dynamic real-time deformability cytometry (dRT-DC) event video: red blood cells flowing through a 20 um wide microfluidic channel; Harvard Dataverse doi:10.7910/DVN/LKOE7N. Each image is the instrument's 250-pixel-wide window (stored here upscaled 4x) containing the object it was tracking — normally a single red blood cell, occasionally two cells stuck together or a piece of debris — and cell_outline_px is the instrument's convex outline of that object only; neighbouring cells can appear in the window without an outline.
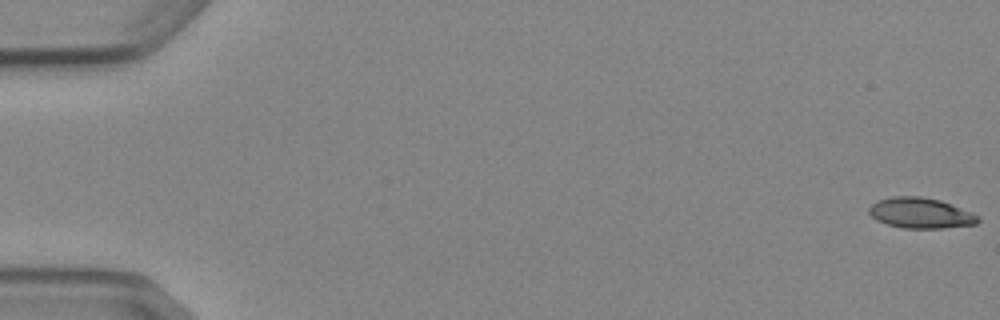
{"species": "Egyptian fruit bat (a non-hibernating species)", "species_latin": "Rousettus aegyptiacus", "temperature_condition": "cold", "stored_images_in_passage": 7, "camera_frame_rate_fps": 3000, "um_per_image_px": 0.085, "animal": {"sex": "female"}, "frame": {"image": 1, "passage_image": 1, "time_ms": 0.0, "image_size_px": [1000, 320], "cell_outline_px": [[980, 220], [976, 224], [944, 228], [904, 228], [888, 224], [876, 220], [868, 212], [868, 208], [876, 200], [892, 196], [920, 196], [940, 200], [972, 212], [980, 216]], "centroid_in_image_um": [78.25, 18.1], "position_along_channel_um": 6.8, "area_um2": 19.48}}
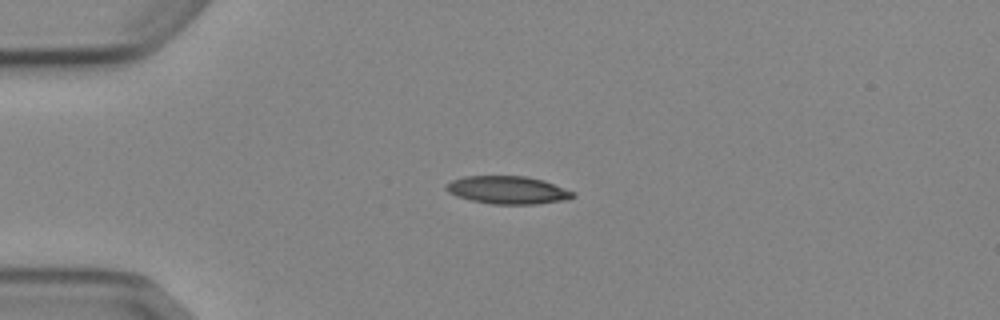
{"frame": {"image": 2, "passage_image": 5, "time_ms": 4.333, "image_size_px": [1000, 320], "cell_outline_px": [[576, 196], [560, 200], [536, 204], [492, 204], [472, 200], [456, 196], [448, 192], [444, 188], [444, 184], [452, 180], [464, 176], [524, 176], [544, 180], [576, 192]], "centroid_in_image_um": [43.13, 16.14], "position_along_channel_um": 41.9, "area_um2": 20.58}}
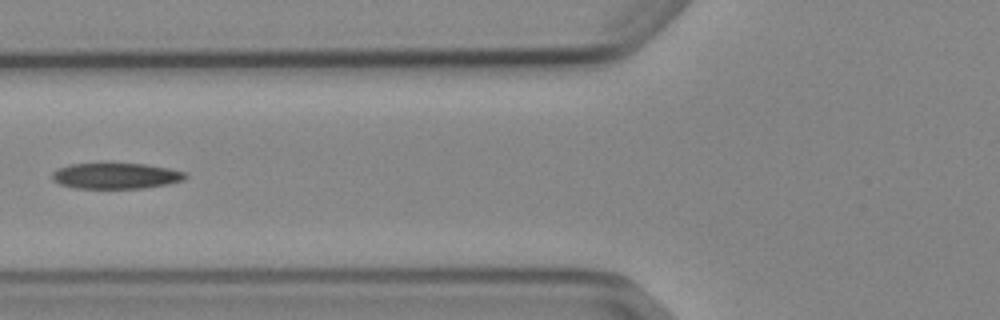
{"frame": {"image": 3, "passage_image": 7, "time_ms": 7.0, "image_size_px": [1000, 320], "cell_outline_px": [[188, 176], [184, 180], [168, 184], [144, 188], [76, 188], [60, 184], [52, 180], [52, 172], [56, 168], [68, 164], [144, 164], [168, 168], [184, 172]], "centroid_in_image_um": [9.83, 14.95], "position_along_channel_um": 116.0, "area_um2": 20.0}}